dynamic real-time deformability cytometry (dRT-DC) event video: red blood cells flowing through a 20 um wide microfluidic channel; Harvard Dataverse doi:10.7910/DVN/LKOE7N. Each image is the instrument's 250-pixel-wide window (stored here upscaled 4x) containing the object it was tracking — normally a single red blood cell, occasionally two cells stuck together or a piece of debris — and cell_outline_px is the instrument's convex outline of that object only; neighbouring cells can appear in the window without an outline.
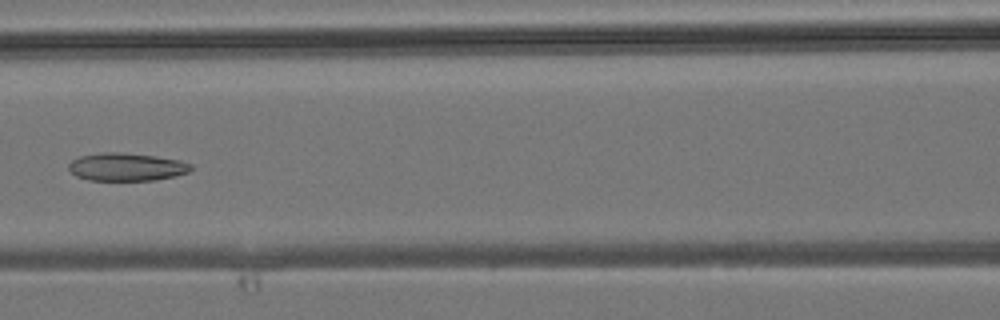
{"species": "common noctule bat (a hibernating species)", "species_latin": "Nyctalus noctula", "temperature_condition": "room temperature", "stored_images_in_passage": 37, "camera_frame_rate_fps": 3000, "um_per_image_px": 0.085, "animal": {"sex": "male", "body_mass_g": 19.2, "forearm_length_mm": 51.8}, "frame": {"image": 1, "passage_image": 12, "time_ms": 3.667, "image_size_px": [1000, 320], "cell_outline_px": [[192, 168], [188, 172], [176, 176], [156, 180], [88, 180], [76, 176], [68, 168], [68, 164], [72, 160], [80, 156], [104, 152], [120, 152], [156, 156], [180, 160], [192, 164]], "centroid_in_image_um": [10.77, 14.19], "position_along_channel_um": 155.8, "area_um2": 19.94}}
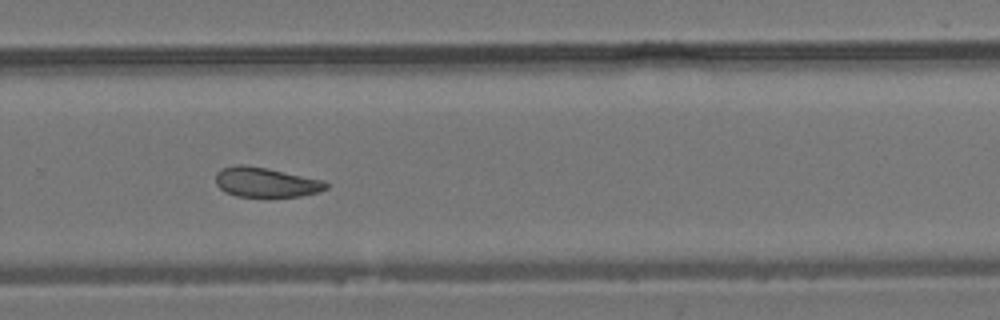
{"frame": {"image": 2, "passage_image": 22, "time_ms": 7.0, "image_size_px": [1000, 320], "cell_outline_px": [[328, 188], [320, 192], [300, 196], [272, 200], [236, 196], [224, 192], [216, 184], [216, 172], [220, 168], [236, 164], [240, 164], [268, 168], [324, 180], [328, 184]], "centroid_in_image_um": [22.6, 15.54], "position_along_channel_um": 307.2, "area_um2": 20.17}}
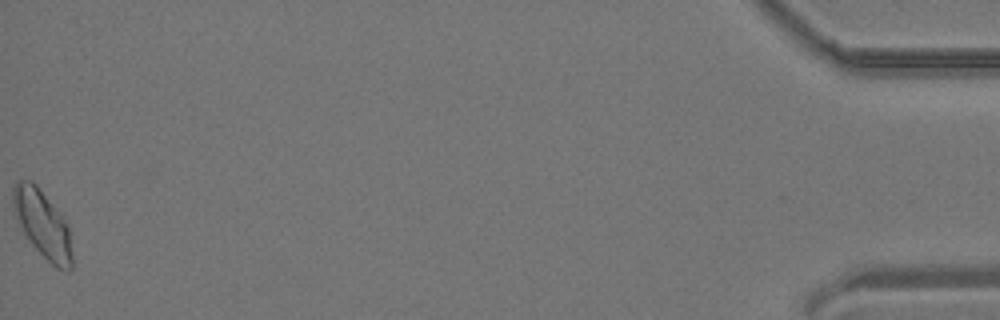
{"frame": {"image": 3, "passage_image": 37, "time_ms": 12.0, "image_size_px": [1000, 320], "cell_outline_px": [[72, 268], [56, 268], [32, 244], [24, 232], [16, 216], [12, 204], [12, 188], [20, 180], [32, 180], [36, 184], [68, 224], [72, 256]], "centroid_in_image_um": [3.61, 19.01], "position_along_channel_um": 431.6, "area_um2": 22.54}}